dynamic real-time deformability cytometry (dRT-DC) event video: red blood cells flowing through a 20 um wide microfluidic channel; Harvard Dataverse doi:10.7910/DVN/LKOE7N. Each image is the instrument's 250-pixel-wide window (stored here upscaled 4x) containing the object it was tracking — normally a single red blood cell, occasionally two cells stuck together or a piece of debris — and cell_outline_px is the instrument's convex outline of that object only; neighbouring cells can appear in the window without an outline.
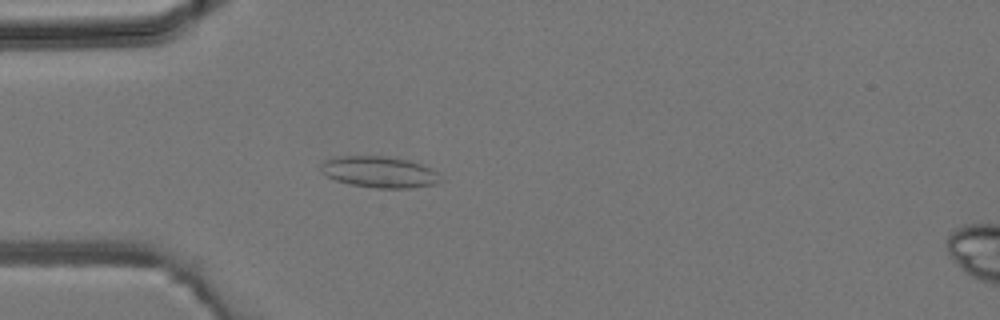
{"species": "common noctule bat (a hibernating species)", "species_latin": "Nyctalus noctula", "temperature_condition": "room temperature", "stored_images_in_passage": 44, "camera_frame_rate_fps": 3000, "um_per_image_px": 0.085, "animal": {"sex": "male", "body_mass_g": 19.2, "forearm_length_mm": 51.8}, "frame": {"image": 1, "passage_image": 13, "time_ms": 4.0, "image_size_px": [1000, 320], "cell_outline_px": [[444, 180], [436, 184], [412, 188], [376, 188], [352, 184], [336, 180], [328, 176], [320, 168], [320, 164], [324, 160], [332, 156], [384, 156], [408, 160], [432, 168]], "centroid_in_image_um": [32.27, 14.61], "position_along_channel_um": 52.7, "area_um2": 21.85}}
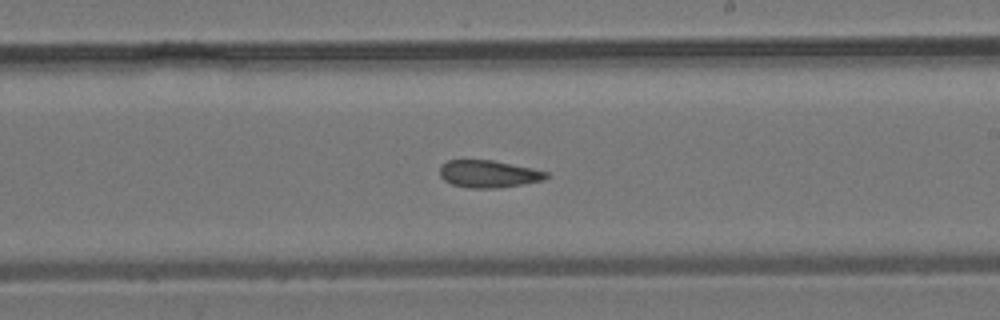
{"frame": {"image": 2, "passage_image": 26, "time_ms": 8.333, "image_size_px": [1000, 320], "cell_outline_px": [[548, 176], [544, 180], [500, 188], [468, 188], [452, 184], [444, 180], [440, 176], [440, 164], [448, 160], [492, 160], [532, 168], [548, 172]], "centroid_in_image_um": [41.51, 14.78], "position_along_channel_um": 247.5, "area_um2": 16.99}}
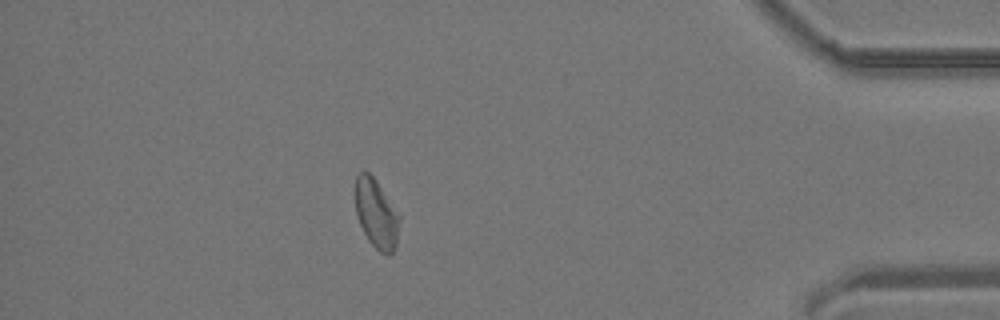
{"frame": {"image": 3, "passage_image": 39, "time_ms": 12.667, "image_size_px": [1000, 320], "cell_outline_px": [[400, 220], [396, 248], [388, 256], [380, 252], [368, 240], [360, 224], [356, 212], [356, 176], [364, 168], [376, 180], [400, 216]], "centroid_in_image_um": [32.0, 18.18], "position_along_channel_um": 403.2, "area_um2": 17.69}}